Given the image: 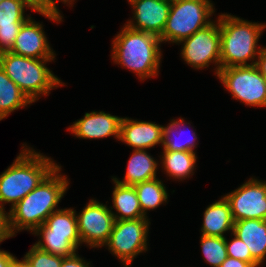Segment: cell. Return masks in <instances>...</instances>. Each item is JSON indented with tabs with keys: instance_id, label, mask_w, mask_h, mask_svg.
Returning <instances> with one entry per match:
<instances>
[{
	"instance_id": "obj_1",
	"label": "cell",
	"mask_w": 266,
	"mask_h": 267,
	"mask_svg": "<svg viewBox=\"0 0 266 267\" xmlns=\"http://www.w3.org/2000/svg\"><path fill=\"white\" fill-rule=\"evenodd\" d=\"M60 171L61 166L57 165L34 190L10 208L9 225L14 236L21 230L33 233L50 214L59 210L56 206L69 185L67 176Z\"/></svg>"
},
{
	"instance_id": "obj_2",
	"label": "cell",
	"mask_w": 266,
	"mask_h": 267,
	"mask_svg": "<svg viewBox=\"0 0 266 267\" xmlns=\"http://www.w3.org/2000/svg\"><path fill=\"white\" fill-rule=\"evenodd\" d=\"M160 38L124 25L112 41V60L144 80L157 76L161 63Z\"/></svg>"
},
{
	"instance_id": "obj_3",
	"label": "cell",
	"mask_w": 266,
	"mask_h": 267,
	"mask_svg": "<svg viewBox=\"0 0 266 267\" xmlns=\"http://www.w3.org/2000/svg\"><path fill=\"white\" fill-rule=\"evenodd\" d=\"M27 147L23 144L12 165L0 175V207L3 209L6 203H11L13 208L58 165L50 157Z\"/></svg>"
},
{
	"instance_id": "obj_4",
	"label": "cell",
	"mask_w": 266,
	"mask_h": 267,
	"mask_svg": "<svg viewBox=\"0 0 266 267\" xmlns=\"http://www.w3.org/2000/svg\"><path fill=\"white\" fill-rule=\"evenodd\" d=\"M219 23L221 68L254 65L262 49L257 45L266 24L224 13L219 15Z\"/></svg>"
},
{
	"instance_id": "obj_5",
	"label": "cell",
	"mask_w": 266,
	"mask_h": 267,
	"mask_svg": "<svg viewBox=\"0 0 266 267\" xmlns=\"http://www.w3.org/2000/svg\"><path fill=\"white\" fill-rule=\"evenodd\" d=\"M53 60L28 58L10 51L0 53L1 68L32 103L39 100L41 95L48 96L51 89L65 86L46 67L47 62Z\"/></svg>"
},
{
	"instance_id": "obj_6",
	"label": "cell",
	"mask_w": 266,
	"mask_h": 267,
	"mask_svg": "<svg viewBox=\"0 0 266 267\" xmlns=\"http://www.w3.org/2000/svg\"><path fill=\"white\" fill-rule=\"evenodd\" d=\"M33 234L40 236L35 246L63 258L77 253L78 247L82 244L76 211L72 208L54 211Z\"/></svg>"
},
{
	"instance_id": "obj_7",
	"label": "cell",
	"mask_w": 266,
	"mask_h": 267,
	"mask_svg": "<svg viewBox=\"0 0 266 267\" xmlns=\"http://www.w3.org/2000/svg\"><path fill=\"white\" fill-rule=\"evenodd\" d=\"M213 7L211 0H182L171 3L160 40L178 44L207 27L213 22L210 20L215 12Z\"/></svg>"
},
{
	"instance_id": "obj_8",
	"label": "cell",
	"mask_w": 266,
	"mask_h": 267,
	"mask_svg": "<svg viewBox=\"0 0 266 267\" xmlns=\"http://www.w3.org/2000/svg\"><path fill=\"white\" fill-rule=\"evenodd\" d=\"M217 77L234 99L247 106L266 107V79L255 64L221 68Z\"/></svg>"
},
{
	"instance_id": "obj_9",
	"label": "cell",
	"mask_w": 266,
	"mask_h": 267,
	"mask_svg": "<svg viewBox=\"0 0 266 267\" xmlns=\"http://www.w3.org/2000/svg\"><path fill=\"white\" fill-rule=\"evenodd\" d=\"M148 218L115 220L106 246L125 266H130L134 258L148 249Z\"/></svg>"
},
{
	"instance_id": "obj_10",
	"label": "cell",
	"mask_w": 266,
	"mask_h": 267,
	"mask_svg": "<svg viewBox=\"0 0 266 267\" xmlns=\"http://www.w3.org/2000/svg\"><path fill=\"white\" fill-rule=\"evenodd\" d=\"M181 43V57L186 64L195 69H203L208 68L210 63H215V76L218 75L221 69L219 17L217 21L179 42Z\"/></svg>"
},
{
	"instance_id": "obj_11",
	"label": "cell",
	"mask_w": 266,
	"mask_h": 267,
	"mask_svg": "<svg viewBox=\"0 0 266 267\" xmlns=\"http://www.w3.org/2000/svg\"><path fill=\"white\" fill-rule=\"evenodd\" d=\"M81 242L90 248L105 246L112 232L115 218L112 210L98 200L91 199L81 213L76 214Z\"/></svg>"
},
{
	"instance_id": "obj_12",
	"label": "cell",
	"mask_w": 266,
	"mask_h": 267,
	"mask_svg": "<svg viewBox=\"0 0 266 267\" xmlns=\"http://www.w3.org/2000/svg\"><path fill=\"white\" fill-rule=\"evenodd\" d=\"M235 221L266 220V181L251 178L224 196Z\"/></svg>"
},
{
	"instance_id": "obj_13",
	"label": "cell",
	"mask_w": 266,
	"mask_h": 267,
	"mask_svg": "<svg viewBox=\"0 0 266 267\" xmlns=\"http://www.w3.org/2000/svg\"><path fill=\"white\" fill-rule=\"evenodd\" d=\"M128 2L134 10V16L133 20L127 21L125 25L159 37L164 30L171 3L165 0H129Z\"/></svg>"
},
{
	"instance_id": "obj_14",
	"label": "cell",
	"mask_w": 266,
	"mask_h": 267,
	"mask_svg": "<svg viewBox=\"0 0 266 267\" xmlns=\"http://www.w3.org/2000/svg\"><path fill=\"white\" fill-rule=\"evenodd\" d=\"M41 23L29 17L21 26L10 52L34 59H55Z\"/></svg>"
},
{
	"instance_id": "obj_15",
	"label": "cell",
	"mask_w": 266,
	"mask_h": 267,
	"mask_svg": "<svg viewBox=\"0 0 266 267\" xmlns=\"http://www.w3.org/2000/svg\"><path fill=\"white\" fill-rule=\"evenodd\" d=\"M122 117L104 111L86 112L82 119L75 121L67 130L82 139H102L114 136L119 140Z\"/></svg>"
},
{
	"instance_id": "obj_16",
	"label": "cell",
	"mask_w": 266,
	"mask_h": 267,
	"mask_svg": "<svg viewBox=\"0 0 266 267\" xmlns=\"http://www.w3.org/2000/svg\"><path fill=\"white\" fill-rule=\"evenodd\" d=\"M164 126L153 122L122 118L119 140L134 148L148 150L163 143Z\"/></svg>"
},
{
	"instance_id": "obj_17",
	"label": "cell",
	"mask_w": 266,
	"mask_h": 267,
	"mask_svg": "<svg viewBox=\"0 0 266 267\" xmlns=\"http://www.w3.org/2000/svg\"><path fill=\"white\" fill-rule=\"evenodd\" d=\"M232 233L248 246L251 257L261 265L266 258V220L235 221Z\"/></svg>"
},
{
	"instance_id": "obj_18",
	"label": "cell",
	"mask_w": 266,
	"mask_h": 267,
	"mask_svg": "<svg viewBox=\"0 0 266 267\" xmlns=\"http://www.w3.org/2000/svg\"><path fill=\"white\" fill-rule=\"evenodd\" d=\"M203 219L202 235L225 237V232L233 231L234 219L224 196L205 209Z\"/></svg>"
},
{
	"instance_id": "obj_19",
	"label": "cell",
	"mask_w": 266,
	"mask_h": 267,
	"mask_svg": "<svg viewBox=\"0 0 266 267\" xmlns=\"http://www.w3.org/2000/svg\"><path fill=\"white\" fill-rule=\"evenodd\" d=\"M158 162L154 157L147 153V150H134L127 163V171L123 181L118 178H112L119 184L134 186L143 181L156 178Z\"/></svg>"
},
{
	"instance_id": "obj_20",
	"label": "cell",
	"mask_w": 266,
	"mask_h": 267,
	"mask_svg": "<svg viewBox=\"0 0 266 267\" xmlns=\"http://www.w3.org/2000/svg\"><path fill=\"white\" fill-rule=\"evenodd\" d=\"M25 8H31V11L38 12L42 16L57 23H60L63 19L59 11L37 10L30 0H2L0 2V26L23 25L30 17L29 15L25 17Z\"/></svg>"
},
{
	"instance_id": "obj_21",
	"label": "cell",
	"mask_w": 266,
	"mask_h": 267,
	"mask_svg": "<svg viewBox=\"0 0 266 267\" xmlns=\"http://www.w3.org/2000/svg\"><path fill=\"white\" fill-rule=\"evenodd\" d=\"M112 181L115 184L112 193V202L113 207L118 213L117 214L112 211L115 220L148 218L142 213L138 195L134 186L122 185L113 179Z\"/></svg>"
},
{
	"instance_id": "obj_22",
	"label": "cell",
	"mask_w": 266,
	"mask_h": 267,
	"mask_svg": "<svg viewBox=\"0 0 266 267\" xmlns=\"http://www.w3.org/2000/svg\"><path fill=\"white\" fill-rule=\"evenodd\" d=\"M32 104L0 66V121L11 112Z\"/></svg>"
},
{
	"instance_id": "obj_23",
	"label": "cell",
	"mask_w": 266,
	"mask_h": 267,
	"mask_svg": "<svg viewBox=\"0 0 266 267\" xmlns=\"http://www.w3.org/2000/svg\"><path fill=\"white\" fill-rule=\"evenodd\" d=\"M160 163L167 175L181 181L194 174L197 161L195 152L189 151H163ZM193 173V174H192Z\"/></svg>"
},
{
	"instance_id": "obj_24",
	"label": "cell",
	"mask_w": 266,
	"mask_h": 267,
	"mask_svg": "<svg viewBox=\"0 0 266 267\" xmlns=\"http://www.w3.org/2000/svg\"><path fill=\"white\" fill-rule=\"evenodd\" d=\"M138 195L142 213L147 216L148 210L159 207L162 203H167L168 193L163 182L158 178L143 181L134 185Z\"/></svg>"
},
{
	"instance_id": "obj_25",
	"label": "cell",
	"mask_w": 266,
	"mask_h": 267,
	"mask_svg": "<svg viewBox=\"0 0 266 267\" xmlns=\"http://www.w3.org/2000/svg\"><path fill=\"white\" fill-rule=\"evenodd\" d=\"M187 124H190V123L189 122L186 123L183 118H180L177 120L172 119L170 123H168L167 126H164L163 143H162L163 151L195 152L194 148H196V146L198 145L196 143L197 136L195 134V131L193 132L191 131L192 137L187 138V140L183 139L184 141L180 140V137L184 134V131L182 129H184L185 125Z\"/></svg>"
},
{
	"instance_id": "obj_26",
	"label": "cell",
	"mask_w": 266,
	"mask_h": 267,
	"mask_svg": "<svg viewBox=\"0 0 266 267\" xmlns=\"http://www.w3.org/2000/svg\"><path fill=\"white\" fill-rule=\"evenodd\" d=\"M200 245L204 255V260L209 263L210 266L220 267V265L228 257L226 237L201 235Z\"/></svg>"
},
{
	"instance_id": "obj_27",
	"label": "cell",
	"mask_w": 266,
	"mask_h": 267,
	"mask_svg": "<svg viewBox=\"0 0 266 267\" xmlns=\"http://www.w3.org/2000/svg\"><path fill=\"white\" fill-rule=\"evenodd\" d=\"M31 267H60L63 257L50 254L33 245L23 257Z\"/></svg>"
},
{
	"instance_id": "obj_28",
	"label": "cell",
	"mask_w": 266,
	"mask_h": 267,
	"mask_svg": "<svg viewBox=\"0 0 266 267\" xmlns=\"http://www.w3.org/2000/svg\"><path fill=\"white\" fill-rule=\"evenodd\" d=\"M231 234L234 238L230 242L226 239L228 257L248 262L252 267H259L260 265L251 257L248 246L236 235Z\"/></svg>"
},
{
	"instance_id": "obj_29",
	"label": "cell",
	"mask_w": 266,
	"mask_h": 267,
	"mask_svg": "<svg viewBox=\"0 0 266 267\" xmlns=\"http://www.w3.org/2000/svg\"><path fill=\"white\" fill-rule=\"evenodd\" d=\"M21 26H0V53L11 50Z\"/></svg>"
},
{
	"instance_id": "obj_30",
	"label": "cell",
	"mask_w": 266,
	"mask_h": 267,
	"mask_svg": "<svg viewBox=\"0 0 266 267\" xmlns=\"http://www.w3.org/2000/svg\"><path fill=\"white\" fill-rule=\"evenodd\" d=\"M13 236L9 225V212L0 207V243Z\"/></svg>"
},
{
	"instance_id": "obj_31",
	"label": "cell",
	"mask_w": 266,
	"mask_h": 267,
	"mask_svg": "<svg viewBox=\"0 0 266 267\" xmlns=\"http://www.w3.org/2000/svg\"><path fill=\"white\" fill-rule=\"evenodd\" d=\"M90 262H86L76 253L71 256L64 257L60 267H90Z\"/></svg>"
},
{
	"instance_id": "obj_32",
	"label": "cell",
	"mask_w": 266,
	"mask_h": 267,
	"mask_svg": "<svg viewBox=\"0 0 266 267\" xmlns=\"http://www.w3.org/2000/svg\"><path fill=\"white\" fill-rule=\"evenodd\" d=\"M57 1H62L64 2V4H68V0H30V2L35 6V8L37 10H56L59 11V9H57V5L56 2Z\"/></svg>"
},
{
	"instance_id": "obj_33",
	"label": "cell",
	"mask_w": 266,
	"mask_h": 267,
	"mask_svg": "<svg viewBox=\"0 0 266 267\" xmlns=\"http://www.w3.org/2000/svg\"><path fill=\"white\" fill-rule=\"evenodd\" d=\"M255 65L262 76L266 79V47H262Z\"/></svg>"
},
{
	"instance_id": "obj_34",
	"label": "cell",
	"mask_w": 266,
	"mask_h": 267,
	"mask_svg": "<svg viewBox=\"0 0 266 267\" xmlns=\"http://www.w3.org/2000/svg\"><path fill=\"white\" fill-rule=\"evenodd\" d=\"M15 258L10 252L0 249V267H13Z\"/></svg>"
},
{
	"instance_id": "obj_35",
	"label": "cell",
	"mask_w": 266,
	"mask_h": 267,
	"mask_svg": "<svg viewBox=\"0 0 266 267\" xmlns=\"http://www.w3.org/2000/svg\"><path fill=\"white\" fill-rule=\"evenodd\" d=\"M220 267H252L248 262L227 257Z\"/></svg>"
},
{
	"instance_id": "obj_36",
	"label": "cell",
	"mask_w": 266,
	"mask_h": 267,
	"mask_svg": "<svg viewBox=\"0 0 266 267\" xmlns=\"http://www.w3.org/2000/svg\"><path fill=\"white\" fill-rule=\"evenodd\" d=\"M13 267H31L28 262L23 258L22 261L17 259V257L14 259Z\"/></svg>"
},
{
	"instance_id": "obj_37",
	"label": "cell",
	"mask_w": 266,
	"mask_h": 267,
	"mask_svg": "<svg viewBox=\"0 0 266 267\" xmlns=\"http://www.w3.org/2000/svg\"><path fill=\"white\" fill-rule=\"evenodd\" d=\"M166 2H169V3H174V2H177V1H182V0H165Z\"/></svg>"
},
{
	"instance_id": "obj_38",
	"label": "cell",
	"mask_w": 266,
	"mask_h": 267,
	"mask_svg": "<svg viewBox=\"0 0 266 267\" xmlns=\"http://www.w3.org/2000/svg\"><path fill=\"white\" fill-rule=\"evenodd\" d=\"M73 1H75V0H68V4H69L70 6H72Z\"/></svg>"
}]
</instances>
